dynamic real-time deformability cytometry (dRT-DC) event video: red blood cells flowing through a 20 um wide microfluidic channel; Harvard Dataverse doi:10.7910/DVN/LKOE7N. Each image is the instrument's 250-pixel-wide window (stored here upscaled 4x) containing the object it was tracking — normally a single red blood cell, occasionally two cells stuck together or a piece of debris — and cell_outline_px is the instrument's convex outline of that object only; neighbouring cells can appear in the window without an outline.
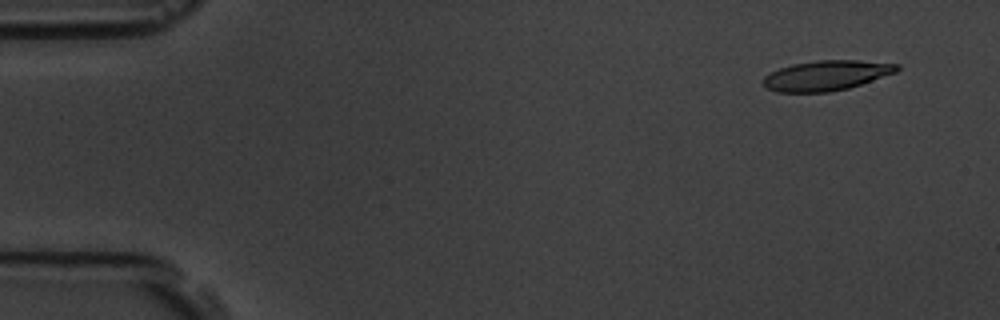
{"species": "common noctule bat (a hibernating species)", "species_latin": "Nyctalus noctula", "temperature_condition": "room temperature", "stored_images_in_passage": 17, "segment_of_instrument_passage": [1, 2], "camera_frame_rate_fps": 3000, "um_per_image_px": 0.085, "animal": {"sex": "male", "body_mass_g": 19.5, "forearm_length_mm": 54.6}, "frame": {"image": 1, "passage_image": 1, "time_ms": 0.0, "image_size_px": [1000, 320], "cell_outline_px": [[900, 68], [896, 72], [848, 88], [828, 92], [776, 92], [764, 88], [760, 80], [764, 76], [780, 68], [792, 64], [820, 60], [856, 60], [900, 64]], "centroid_in_image_um": [70.19, 6.42], "position_along_channel_um": 14.8, "area_um2": 23.41}}
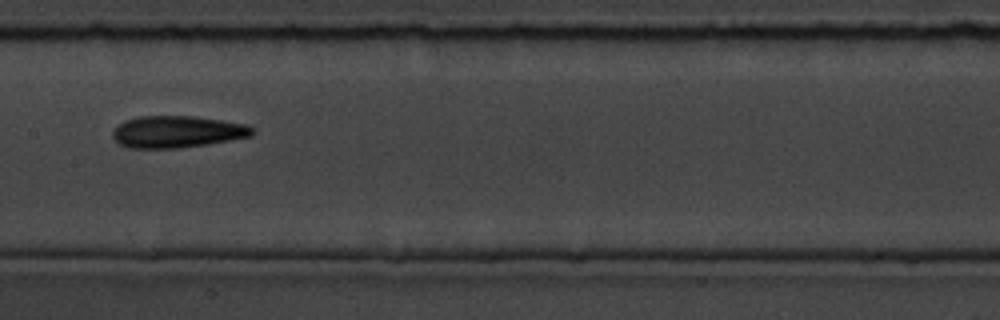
{"frame": {"image": 2, "passage_image": 8, "time_ms": 8.0, "image_size_px": [1000, 320], "cell_outline_px": [[256, 132], [252, 136], [208, 144], [180, 148], [128, 148], [120, 144], [112, 136], [112, 132], [124, 120], [136, 116], [192, 116], [248, 124]], "centroid_in_image_um": [15.07, 11.2], "position_along_channel_um": 192.3, "area_um2": 26.01}}
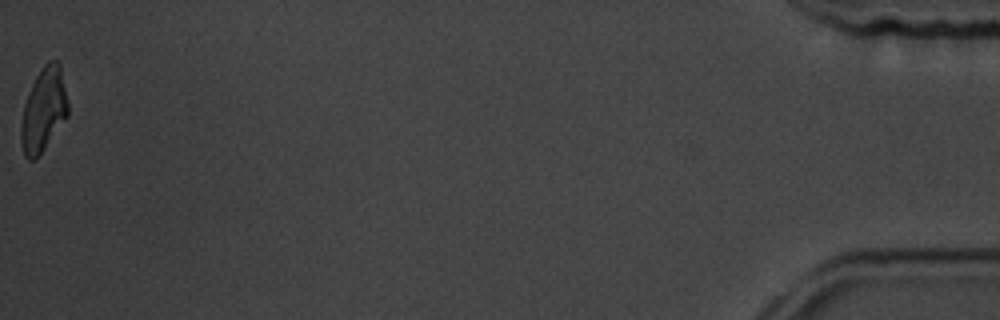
{"frame": {"image": 3, "passage_image": 16, "time_ms": 17.333, "image_size_px": [1000, 320], "cell_outline_px": [[68, 116], [36, 160], [28, 160], [24, 156], [20, 140], [20, 128], [24, 104], [28, 92], [36, 76], [44, 64], [48, 60], [56, 60], [60, 64], [68, 100]], "centroid_in_image_um": [3.7, 9.35], "position_along_channel_um": 431.5, "area_um2": 23.12}}